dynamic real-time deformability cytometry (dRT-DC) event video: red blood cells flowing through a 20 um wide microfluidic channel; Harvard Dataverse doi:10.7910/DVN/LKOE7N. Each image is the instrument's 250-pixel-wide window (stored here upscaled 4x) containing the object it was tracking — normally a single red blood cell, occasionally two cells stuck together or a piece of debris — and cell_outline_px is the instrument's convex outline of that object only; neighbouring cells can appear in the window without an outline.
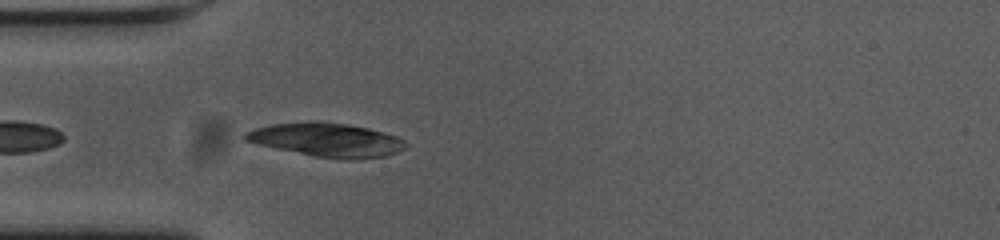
{"species": "common noctule bat (a hibernating species)", "species_latin": "Nyctalus noctula", "temperature_condition": "cold", "stored_images_in_passage": 40, "camera_frame_rate_fps": 3000, "um_per_image_px": 0.085, "animal": {"sex": "female", "body_mass_g": 23.0, "forearm_length_mm": 53.4}, "frame": {"image": 1, "passage_image": 3, "time_ms": 0.667, "image_size_px": [1000, 240], "cell_outline_px": [[408, 148], [384, 156], [352, 160], [344, 160], [316, 156], [260, 144], [244, 140], [244, 132], [252, 128], [272, 124], [344, 124], [368, 128], [396, 136], [404, 140], [408, 144]], "centroid_in_image_um": [27.85, 11.93], "position_along_channel_um": 57.2, "area_um2": 30.35}}